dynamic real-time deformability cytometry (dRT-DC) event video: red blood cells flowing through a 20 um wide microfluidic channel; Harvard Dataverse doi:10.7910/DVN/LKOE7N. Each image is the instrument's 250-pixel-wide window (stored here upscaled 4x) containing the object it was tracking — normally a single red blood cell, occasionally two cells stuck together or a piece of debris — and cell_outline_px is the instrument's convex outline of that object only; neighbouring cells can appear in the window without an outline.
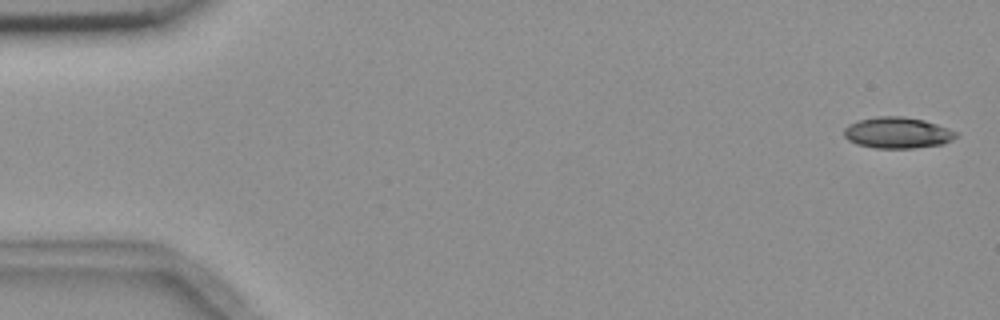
{"species": "common noctule bat (a hibernating species)", "species_latin": "Nyctalus noctula", "temperature_condition": "room temperature", "stored_images_in_passage": 5, "camera_frame_rate_fps": 3000, "um_per_image_px": 0.085, "animal": {"sex": "female", "body_mass_g": 18.4}, "frame": {"image": 1, "passage_image": 1, "time_ms": 0.0, "image_size_px": [1000, 320], "cell_outline_px": [[960, 132], [952, 140], [940, 144], [912, 148], [876, 148], [856, 144], [848, 140], [844, 136], [844, 128], [848, 124], [860, 120], [876, 116], [904, 116], [924, 120]], "centroid_in_image_um": [76.27, 11.28], "position_along_channel_um": 8.7, "area_um2": 20.35}}